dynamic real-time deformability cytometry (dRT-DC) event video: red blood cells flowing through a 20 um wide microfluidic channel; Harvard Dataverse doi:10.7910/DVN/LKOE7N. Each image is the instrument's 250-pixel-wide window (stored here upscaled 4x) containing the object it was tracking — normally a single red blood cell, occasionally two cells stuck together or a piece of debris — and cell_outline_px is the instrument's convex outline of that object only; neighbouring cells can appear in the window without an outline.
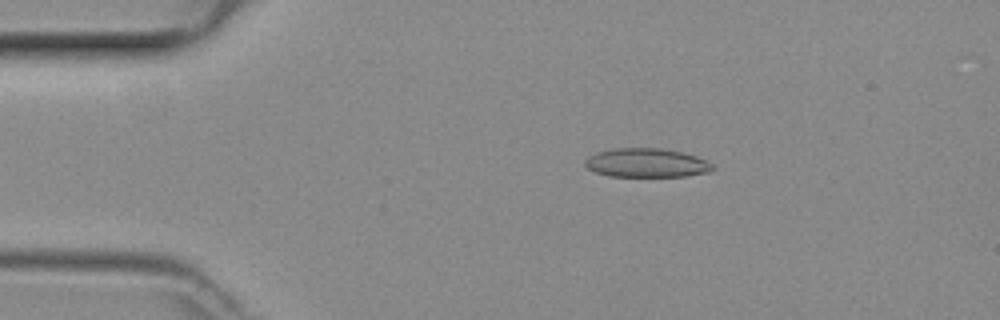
{"species": "common noctule bat (a hibernating species)", "species_latin": "Nyctalus noctula", "temperature_condition": "room temperature", "stored_images_in_passage": 48, "camera_frame_rate_fps": 3000, "um_per_image_px": 0.085, "animal": {"sex": "female", "body_mass_g": 29.2, "forearm_length_mm": 56.3}, "frame": {"image": 1, "passage_image": 9, "time_ms": 2.667, "image_size_px": [1000, 320], "cell_outline_px": [[716, 168], [708, 172], [684, 176], [608, 176], [596, 172], [588, 168], [584, 164], [584, 160], [588, 156], [596, 152], [612, 148], [660, 148], [680, 152], [696, 156], [712, 164]], "centroid_in_image_um": [54.91, 13.84], "position_along_channel_um": 30.1, "area_um2": 21.44}}
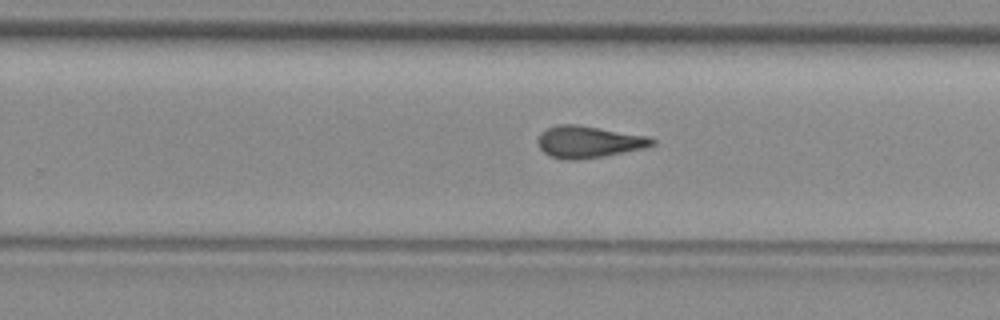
{"frame": {"image": 2, "passage_image": 30, "time_ms": 9.667, "image_size_px": [1000, 320], "cell_outline_px": [[656, 144], [644, 148], [600, 156], [576, 160], [564, 160], [548, 156], [540, 148], [536, 140], [540, 132], [548, 128], [560, 124], [576, 124], [648, 136], [656, 140]], "centroid_in_image_um": [49.99, 12.05], "position_along_channel_um": 279.8, "area_um2": 21.15}}
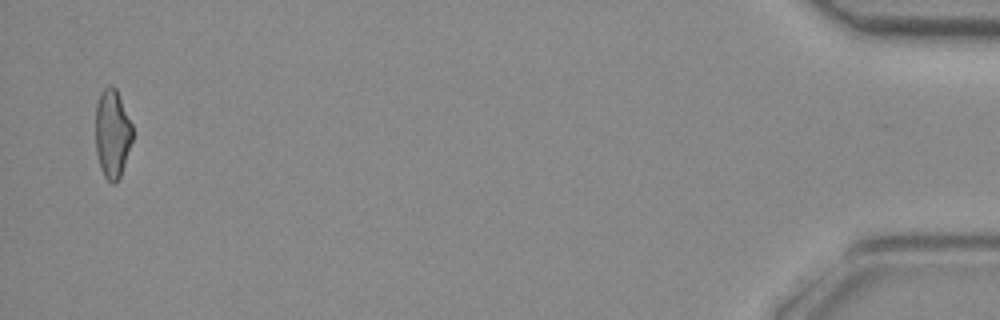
{"frame": {"image": 3, "passage_image": 47, "time_ms": 15.333, "image_size_px": [1000, 320], "cell_outline_px": [[132, 140], [120, 176], [116, 184], [112, 184], [104, 176], [100, 168], [96, 152], [96, 104], [100, 92], [108, 84], [112, 84], [116, 88], [132, 124]], "centroid_in_image_um": [9.53, 11.33], "position_along_channel_um": 425.7, "area_um2": 19.13}}